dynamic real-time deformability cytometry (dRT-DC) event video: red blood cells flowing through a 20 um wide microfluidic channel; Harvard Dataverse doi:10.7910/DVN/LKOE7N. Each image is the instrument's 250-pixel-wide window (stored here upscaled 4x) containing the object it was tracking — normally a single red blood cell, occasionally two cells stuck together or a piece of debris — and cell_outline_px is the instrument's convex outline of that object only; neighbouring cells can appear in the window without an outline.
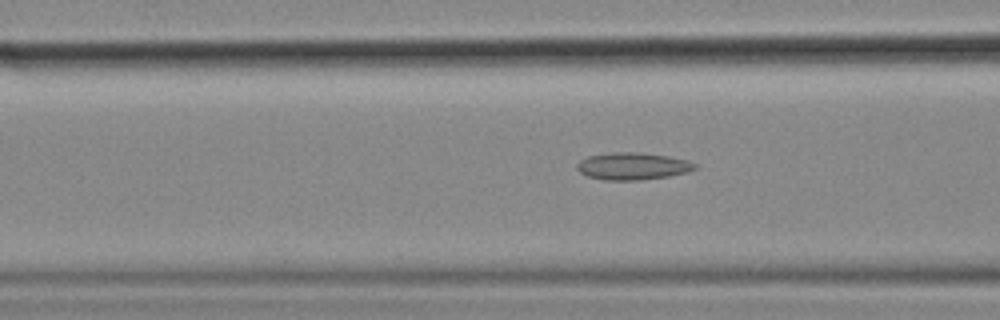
{"species": "common noctule bat (a hibernating species)", "species_latin": "Nyctalus noctula", "temperature_condition": "cold", "stored_images_in_passage": 31, "camera_frame_rate_fps": 3000, "um_per_image_px": 0.085, "animal": {"sex": "female", "body_mass_g": 18.4}, "frame": {"image": 1, "passage_image": 6, "time_ms": 1.667, "image_size_px": [1000, 320], "cell_outline_px": [[696, 168], [688, 172], [668, 176], [640, 180], [604, 180], [588, 176], [580, 172], [576, 168], [576, 164], [580, 160], [588, 156], [612, 152], [636, 152], [668, 156], [688, 160], [696, 164]], "centroid_in_image_um": [53.76, 14.12], "position_along_channel_um": 112.8, "area_um2": 18.67}}
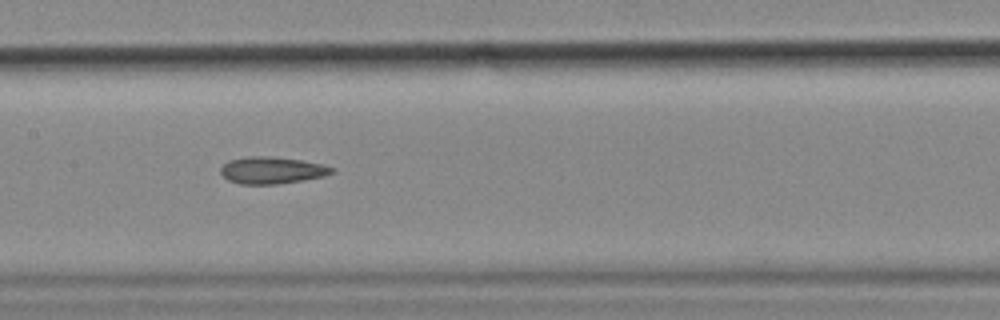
{"frame": {"image": 2, "passage_image": 12, "time_ms": 3.667, "image_size_px": [1000, 320], "cell_outline_px": [[336, 172], [324, 176], [304, 180], [276, 184], [240, 184], [228, 180], [220, 172], [220, 168], [228, 160], [248, 156], [268, 156], [300, 160], [324, 164], [336, 168]], "centroid_in_image_um": [23.14, 14.47], "position_along_channel_um": 184.3, "area_um2": 17.57}}
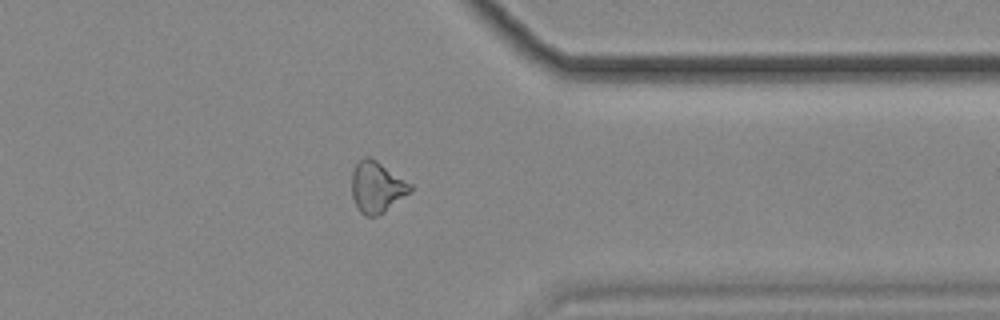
{"frame": {"image": 3, "passage_image": 29, "time_ms": 9.333, "image_size_px": [1000, 320], "cell_outline_px": [[412, 188], [408, 192], [384, 212], [376, 216], [364, 216], [360, 212], [352, 196], [352, 172], [356, 164], [364, 156], [368, 156], [376, 160], [412, 184]], "centroid_in_image_um": [32.0, 15.89], "position_along_channel_um": 379.4, "area_um2": 17.11}}